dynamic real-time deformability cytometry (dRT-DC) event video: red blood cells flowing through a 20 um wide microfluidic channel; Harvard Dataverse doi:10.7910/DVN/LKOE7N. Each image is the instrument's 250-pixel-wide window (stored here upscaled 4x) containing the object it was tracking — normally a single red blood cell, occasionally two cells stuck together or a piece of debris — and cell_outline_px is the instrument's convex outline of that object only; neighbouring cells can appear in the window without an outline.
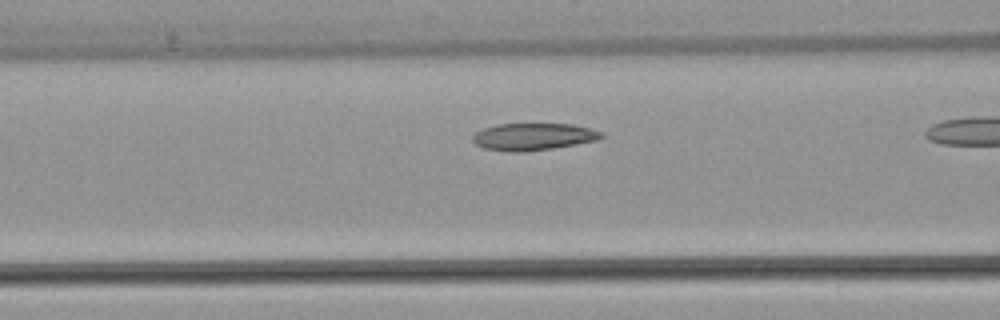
{"species": "common noctule bat (a hibernating species)", "species_latin": "Nyctalus noctula", "temperature_condition": "warm", "stored_images_in_passage": 24, "camera_frame_rate_fps": 3000, "um_per_image_px": 0.085, "animal": {"sex": "female", "body_mass_g": 22.7, "forearm_length_mm": 54.2}, "frame": {"image": 1, "passage_image": 11, "time_ms": 3.333, "image_size_px": [1000, 320], "cell_outline_px": [[604, 136], [596, 140], [552, 148], [524, 152], [508, 152], [484, 148], [476, 144], [472, 140], [472, 136], [476, 132], [484, 128], [496, 124], [572, 124], [604, 132]], "centroid_in_image_um": [45.3, 11.62], "position_along_channel_um": 121.3, "area_um2": 20.23}}
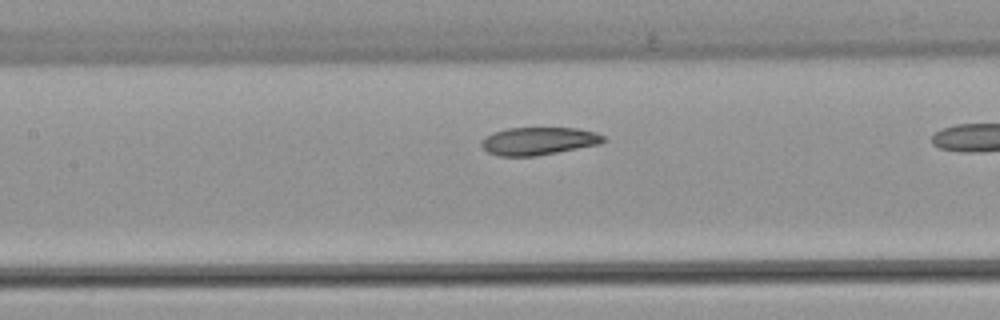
{"frame": {"image": 2, "passage_image": 14, "time_ms": 4.333, "image_size_px": [1000, 320], "cell_outline_px": [[608, 140], [600, 144], [536, 156], [500, 156], [488, 152], [480, 144], [480, 140], [484, 136], [492, 132], [508, 128], [576, 128], [596, 132], [604, 136]], "centroid_in_image_um": [45.77, 11.98], "position_along_channel_um": 161.6, "area_um2": 19.88}}